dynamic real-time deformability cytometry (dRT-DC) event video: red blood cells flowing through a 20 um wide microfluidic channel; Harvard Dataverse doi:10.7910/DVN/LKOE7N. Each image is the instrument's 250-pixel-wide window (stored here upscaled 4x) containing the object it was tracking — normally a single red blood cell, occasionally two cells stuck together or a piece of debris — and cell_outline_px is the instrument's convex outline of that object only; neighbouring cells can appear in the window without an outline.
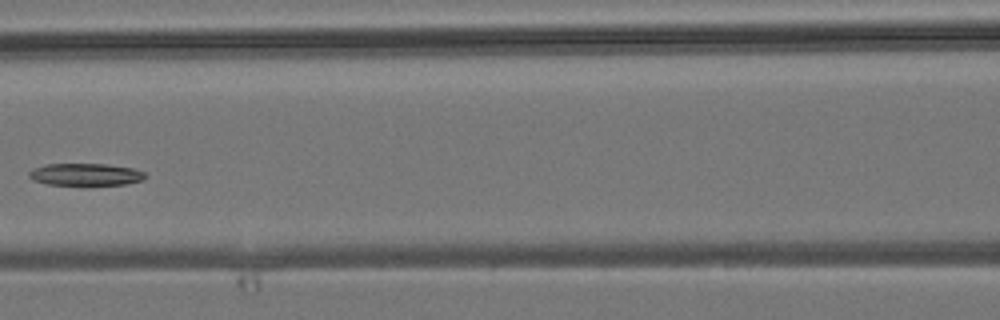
{"species": "common noctule bat (a hibernating species)", "species_latin": "Nyctalus noctula", "temperature_condition": "room temperature", "stored_images_in_passage": 6, "camera_frame_rate_fps": 3000, "um_per_image_px": 0.085, "animal": {"sex": "male", "body_mass_g": 19.2, "forearm_length_mm": 51.8}, "frame": {"image": 1, "passage_image": 6, "time_ms": 6.0, "image_size_px": [1000, 320], "cell_outline_px": [[144, 180], [124, 184], [84, 188], [48, 184], [32, 180], [28, 176], [28, 172], [32, 168], [48, 164], [104, 164], [132, 168], [144, 172]], "centroid_in_image_um": [7.23, 14.88], "position_along_channel_um": 159.4, "area_um2": 15.84}}